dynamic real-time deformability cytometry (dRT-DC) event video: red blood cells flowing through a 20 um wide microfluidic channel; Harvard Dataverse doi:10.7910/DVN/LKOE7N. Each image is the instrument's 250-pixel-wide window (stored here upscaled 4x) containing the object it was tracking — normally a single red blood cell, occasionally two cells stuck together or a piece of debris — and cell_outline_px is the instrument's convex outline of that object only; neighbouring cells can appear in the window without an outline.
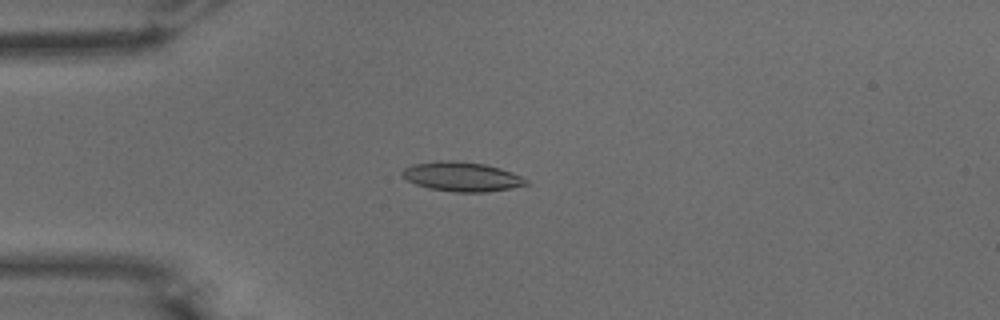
{"species": "common noctule bat (a hibernating species)", "species_latin": "Nyctalus noctula", "temperature_condition": "warm", "stored_images_in_passage": 51, "camera_frame_rate_fps": 3000, "um_per_image_px": 0.085, "animal": {"sex": "male", "body_mass_g": 15.6}, "frame": {"image": 1, "passage_image": 13, "time_ms": 4.0, "image_size_px": [1000, 320], "cell_outline_px": [[528, 184], [512, 188], [484, 192], [452, 192], [428, 188], [416, 184], [400, 176], [400, 172], [404, 168], [412, 164], [436, 160], [456, 160], [484, 164], [500, 168], [520, 176], [528, 180]], "centroid_in_image_um": [39.2, 15.01], "position_along_channel_um": 45.8, "area_um2": 21.39}}
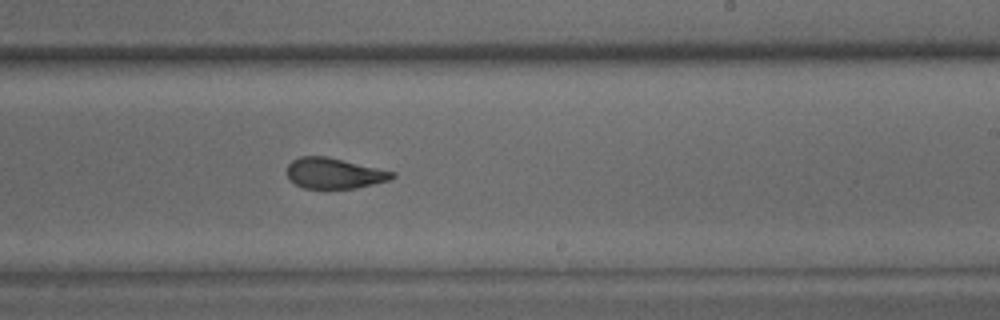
{"frame": {"image": 2, "passage_image": 31, "time_ms": 10.0, "image_size_px": [1000, 320], "cell_outline_px": [[396, 176], [388, 180], [356, 188], [304, 188], [296, 184], [288, 176], [288, 164], [292, 160], [300, 156], [328, 156], [396, 172]], "centroid_in_image_um": [28.42, 14.71], "position_along_channel_um": 260.6, "area_um2": 18.67}}
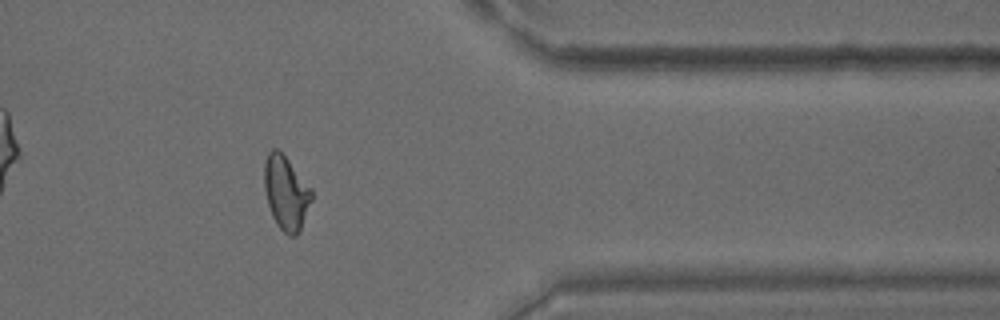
{"frame": {"image": 3, "passage_image": 42, "time_ms": 13.667, "image_size_px": [1000, 320], "cell_outline_px": [[312, 200], [300, 228], [296, 236], [288, 236], [276, 224], [272, 216], [268, 204], [264, 188], [264, 160], [268, 152], [272, 148], [276, 148], [288, 160], [312, 188]], "centroid_in_image_um": [24.3, 16.38], "position_along_channel_um": 387.1, "area_um2": 20.29}, "authors_computed_cell_mechanics": {"area_um2": 19.9988, "velocity_mm_per_s": 3.8723, "shape_relaxation_time_tau1_ms": 4.773, "shape_relaxation_time_tau2_ms": 1.9478, "deformation_change_tau1": 0.1941, "deformation_change_tau2": 0.098}}